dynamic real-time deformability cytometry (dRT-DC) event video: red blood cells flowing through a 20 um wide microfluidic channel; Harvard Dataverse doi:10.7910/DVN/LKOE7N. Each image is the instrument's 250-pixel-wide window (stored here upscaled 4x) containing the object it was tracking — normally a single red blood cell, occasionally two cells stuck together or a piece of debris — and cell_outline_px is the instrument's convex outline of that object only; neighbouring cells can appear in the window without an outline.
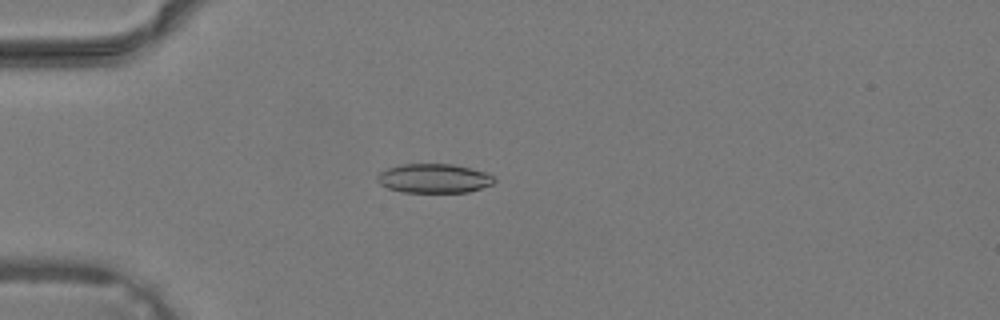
{"species": "common noctule bat (a hibernating species)", "species_latin": "Nyctalus noctula", "temperature_condition": "warm", "stored_images_in_passage": 39, "camera_frame_rate_fps": 3000, "um_per_image_px": 0.085, "animal": {"sex": "male", "body_mass_g": 19.2, "forearm_length_mm": 51.8}, "frame": {"image": 1, "passage_image": 11, "time_ms": 3.333, "image_size_px": [1000, 320], "cell_outline_px": [[496, 180], [492, 184], [468, 192], [404, 192], [388, 188], [380, 184], [376, 180], [376, 176], [380, 172], [388, 168], [400, 164], [452, 164], [488, 172]], "centroid_in_image_um": [36.87, 15.16], "position_along_channel_um": 48.1, "area_um2": 19.88}}
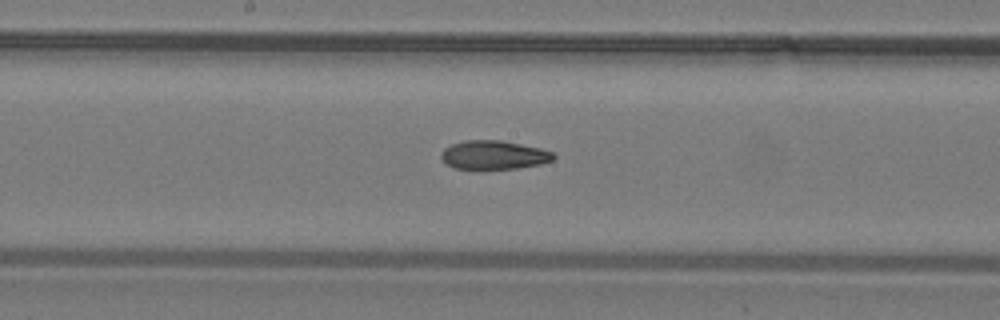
{"frame": {"image": 2, "passage_image": 21, "time_ms": 6.667, "image_size_px": [1000, 320], "cell_outline_px": [[556, 156], [552, 160], [540, 164], [516, 168], [456, 168], [448, 164], [440, 156], [444, 148], [452, 144], [464, 140], [500, 140], [540, 148], [552, 152]], "centroid_in_image_um": [41.98, 13.15], "position_along_channel_um": 206.2, "area_um2": 18.44}}
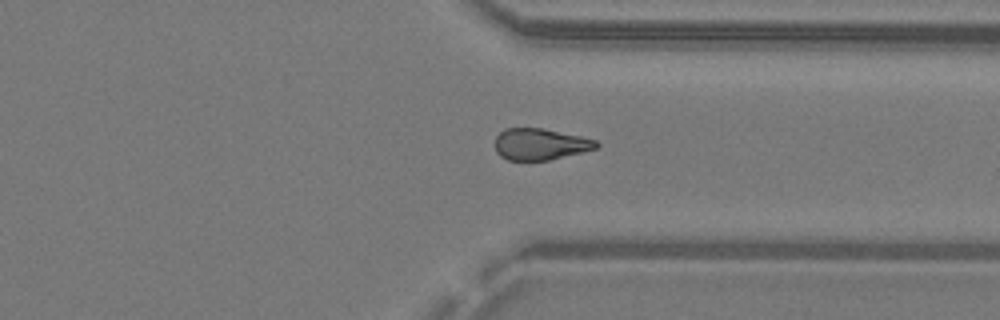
{"frame": {"image": 3, "passage_image": 30, "time_ms": 9.667, "image_size_px": [1000, 320], "cell_outline_px": [[600, 144], [596, 148], [548, 160], [508, 160], [500, 156], [496, 152], [496, 136], [504, 128], [540, 128], [580, 136], [596, 140]], "centroid_in_image_um": [45.88, 12.25], "position_along_channel_um": 365.5, "area_um2": 18.32}}